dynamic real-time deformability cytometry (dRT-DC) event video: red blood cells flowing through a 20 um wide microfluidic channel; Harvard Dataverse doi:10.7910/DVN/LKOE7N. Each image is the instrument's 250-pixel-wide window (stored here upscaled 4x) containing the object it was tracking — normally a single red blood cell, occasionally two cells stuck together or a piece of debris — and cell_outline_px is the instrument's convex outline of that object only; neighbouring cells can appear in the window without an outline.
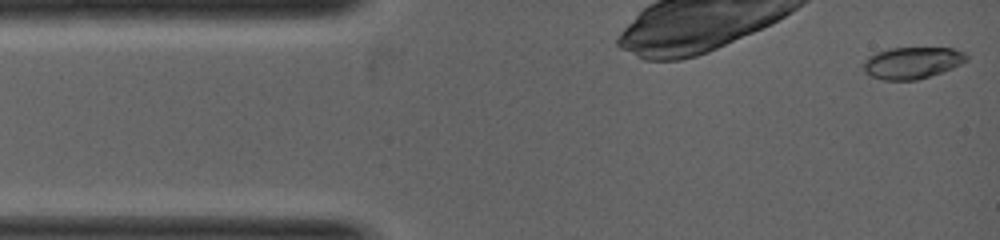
{"species": "common noctule bat (a hibernating species)", "species_latin": "Nyctalus noctula", "temperature_condition": "warm", "stored_images_in_passage": 15, "camera_frame_rate_fps": 5000, "um_per_image_px": 0.085, "animal": {"sex": "female", "body_mass_g": 19.0, "forearm_length_mm": 53.3}, "frame": {"image": 1, "passage_image": 1, "time_ms": 0.0, "image_size_px": [1000, 240], "cell_outline_px": [[968, 60], [952, 68], [916, 80], [884, 80], [872, 76], [864, 72], [860, 64], [868, 56], [876, 52], [888, 48], [952, 48], [964, 52], [968, 56]], "centroid_in_image_um": [77.48, 5.33], "position_along_channel_um": 7.5, "area_um2": 19.13}}
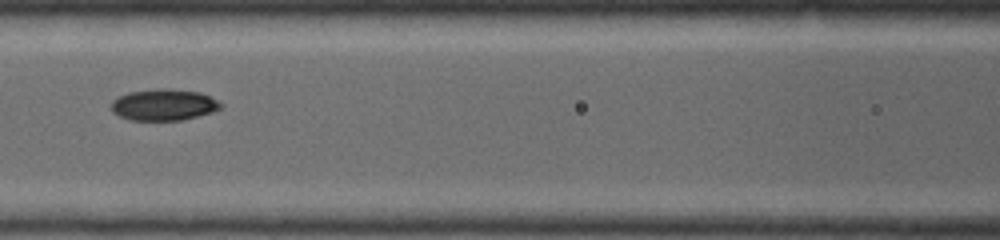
{"frame": {"image": 2, "passage_image": 13, "time_ms": 2.8, "image_size_px": [1000, 240], "cell_outline_px": [[224, 104], [220, 108], [212, 112], [184, 120], [128, 120], [112, 112], [112, 100], [128, 92], [156, 88], [168, 88], [200, 92]], "centroid_in_image_um": [13.91, 8.9], "position_along_channel_um": 152.7, "area_um2": 20.11}}
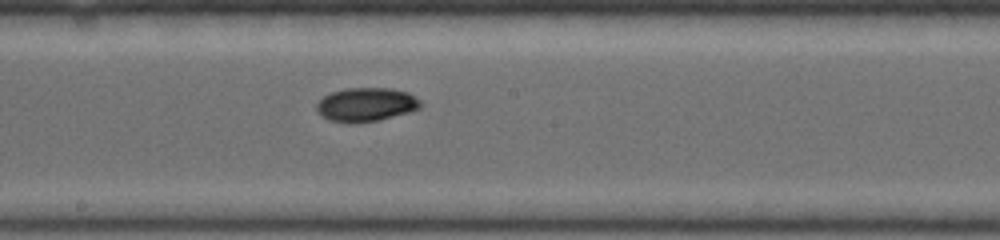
{"frame": {"image": 3, "passage_image": 15, "time_ms": 3.6, "image_size_px": [1000, 240], "cell_outline_px": [[424, 104], [420, 108], [408, 112], [376, 120], [328, 120], [320, 116], [316, 112], [316, 104], [324, 96], [332, 92], [344, 88], [392, 88], [408, 92], [420, 100]], "centroid_in_image_um": [31.13, 8.84], "position_along_channel_um": 217.1, "area_um2": 19.94}}